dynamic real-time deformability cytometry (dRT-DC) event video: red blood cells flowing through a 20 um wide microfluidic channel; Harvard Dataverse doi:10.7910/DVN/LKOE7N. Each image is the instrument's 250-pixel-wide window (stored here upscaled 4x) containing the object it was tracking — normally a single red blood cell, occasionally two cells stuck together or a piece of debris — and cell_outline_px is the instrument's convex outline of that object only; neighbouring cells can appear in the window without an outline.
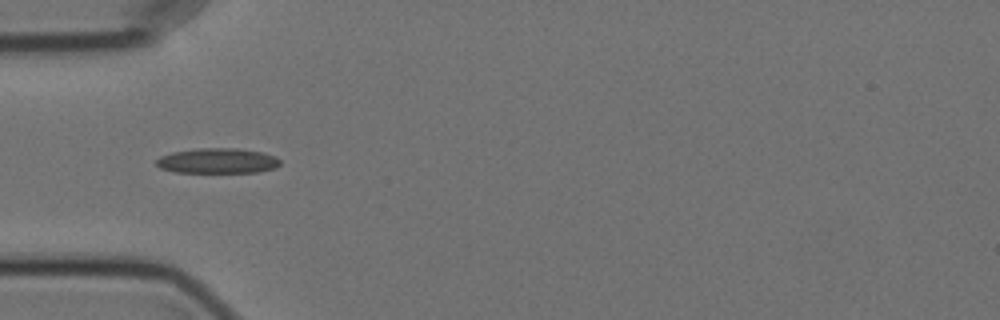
{"species": "Egyptian fruit bat (a non-hibernating species)", "species_latin": "Rousettus aegyptiacus", "temperature_condition": "cold", "stored_images_in_passage": 40, "camera_frame_rate_fps": 3000, "um_per_image_px": 0.085, "animal": {"sex": "female"}, "frame": {"image": 1, "passage_image": 1, "time_ms": 0.0, "image_size_px": [1000, 320], "cell_outline_px": [[280, 164], [276, 168], [256, 172], [176, 172], [160, 168], [156, 164], [156, 160], [160, 156], [172, 152], [200, 148], [236, 148], [264, 152], [276, 156], [280, 160]], "centroid_in_image_um": [18.52, 13.66], "position_along_channel_um": 66.5, "area_um2": 18.21}}
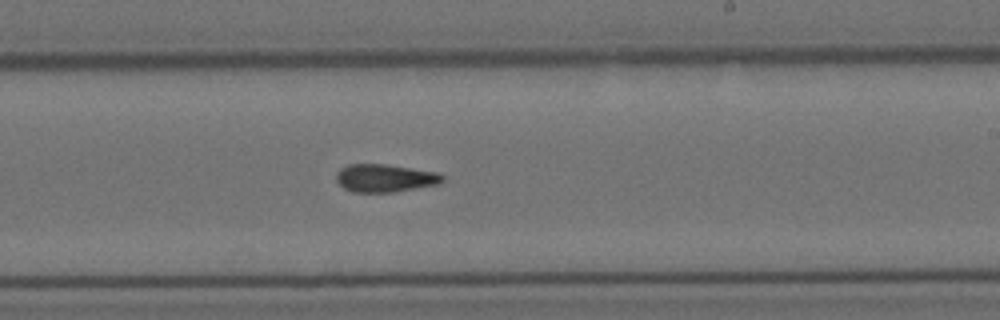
{"frame": {"image": 2, "passage_image": 17, "time_ms": 5.333, "image_size_px": [1000, 320], "cell_outline_px": [[444, 180], [440, 184], [396, 192], [352, 192], [344, 188], [336, 180], [336, 172], [340, 168], [348, 164], [384, 164], [440, 172], [444, 176]], "centroid_in_image_um": [32.75, 15.14], "position_along_channel_um": 256.3, "area_um2": 17.51}}
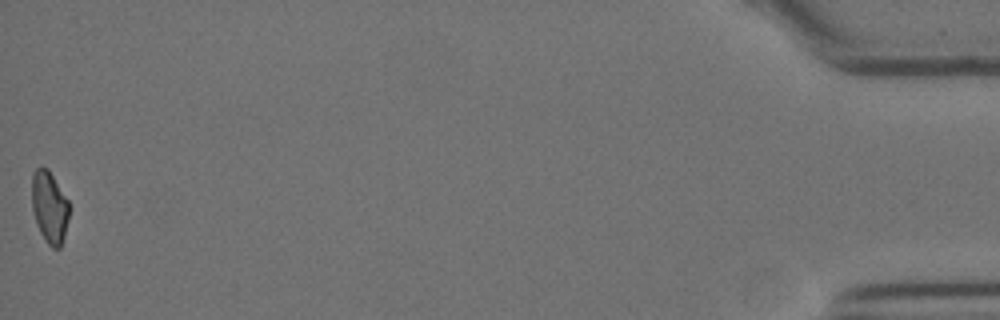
{"frame": {"image": 3, "passage_image": 40, "time_ms": 13.0, "image_size_px": [1000, 320], "cell_outline_px": [[68, 216], [64, 236], [60, 248], [52, 248], [48, 244], [40, 232], [36, 224], [32, 208], [32, 172], [36, 168], [48, 168], [68, 200]], "centroid_in_image_um": [4.18, 17.6], "position_along_channel_um": 431.0, "area_um2": 15.49}, "authors_computed_cell_mechanics": {"area_um2": 16.9643, "velocity_mm_per_s": 3.5581, "shape_relaxation_time_tau1_ms": null, "shape_relaxation_time_tau2_ms": 5.5176, "deformation_change_tau1": null, "deformation_change_tau2": 0.1235}}